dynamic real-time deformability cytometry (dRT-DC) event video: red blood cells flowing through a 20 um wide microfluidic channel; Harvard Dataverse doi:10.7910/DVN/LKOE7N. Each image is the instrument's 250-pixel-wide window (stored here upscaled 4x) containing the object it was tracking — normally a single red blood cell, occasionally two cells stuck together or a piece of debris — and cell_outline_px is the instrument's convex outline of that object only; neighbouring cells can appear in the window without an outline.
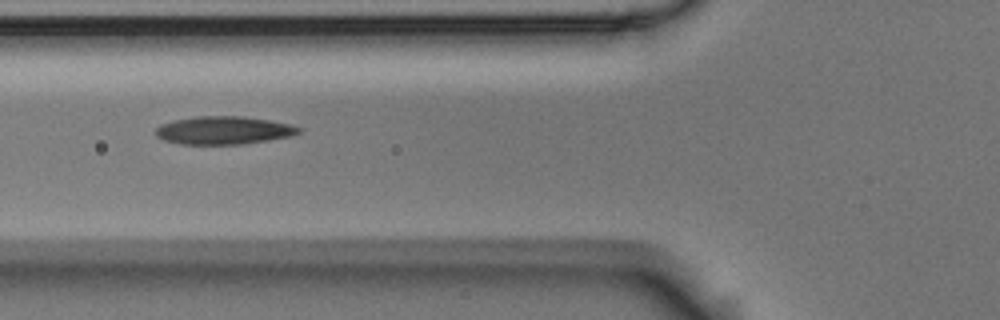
{"species": "Egyptian fruit bat (a non-hibernating species)", "species_latin": "Rousettus aegyptiacus", "temperature_condition": "room temperature", "stored_images_in_passage": 14, "camera_frame_rate_fps": 3000, "um_per_image_px": 0.085, "animal": {"sex": "male"}, "frame": {"image": 1, "passage_image": 5, "time_ms": 1.333, "image_size_px": [1000, 320], "cell_outline_px": [[304, 128], [300, 132], [292, 136], [244, 144], [180, 144], [164, 140], [156, 136], [156, 128], [160, 124], [172, 120], [196, 116], [244, 116], [292, 124]], "centroid_in_image_um": [19.03, 11.07], "position_along_channel_um": 106.8, "area_um2": 23.58}}
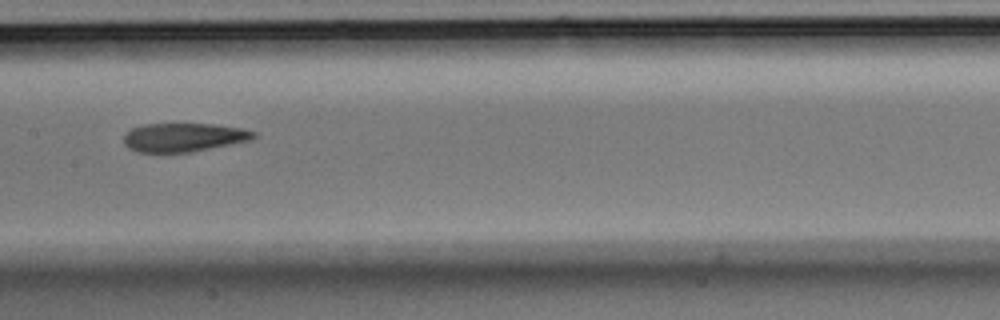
{"frame": {"image": 2, "passage_image": 7, "time_ms": 2.0, "image_size_px": [1000, 320], "cell_outline_px": [[256, 136], [252, 140], [188, 152], [140, 152], [128, 148], [124, 144], [124, 136], [132, 128], [144, 124], [212, 124], [240, 128], [256, 132]], "centroid_in_image_um": [15.61, 11.67], "position_along_channel_um": 191.8, "area_um2": 21.44}}
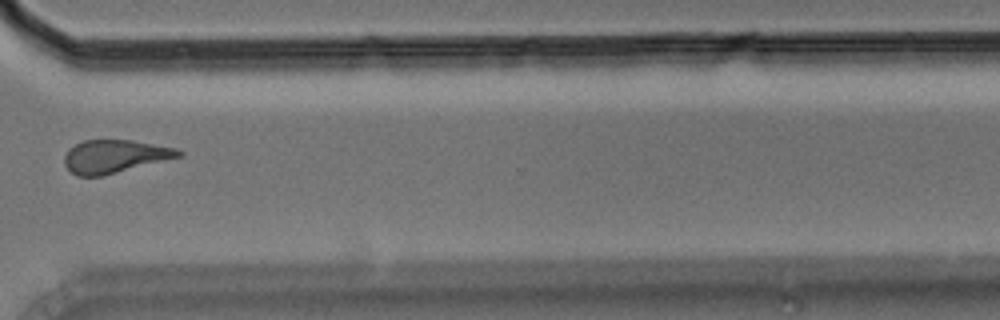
{"frame": {"image": 3, "passage_image": 11, "time_ms": 3.333, "image_size_px": [1000, 320], "cell_outline_px": [[184, 156], [100, 176], [76, 176], [64, 164], [64, 156], [68, 148], [84, 140], [132, 140], [176, 148], [184, 152]], "centroid_in_image_um": [9.76, 13.28], "position_along_channel_um": 360.8, "area_um2": 21.96}}